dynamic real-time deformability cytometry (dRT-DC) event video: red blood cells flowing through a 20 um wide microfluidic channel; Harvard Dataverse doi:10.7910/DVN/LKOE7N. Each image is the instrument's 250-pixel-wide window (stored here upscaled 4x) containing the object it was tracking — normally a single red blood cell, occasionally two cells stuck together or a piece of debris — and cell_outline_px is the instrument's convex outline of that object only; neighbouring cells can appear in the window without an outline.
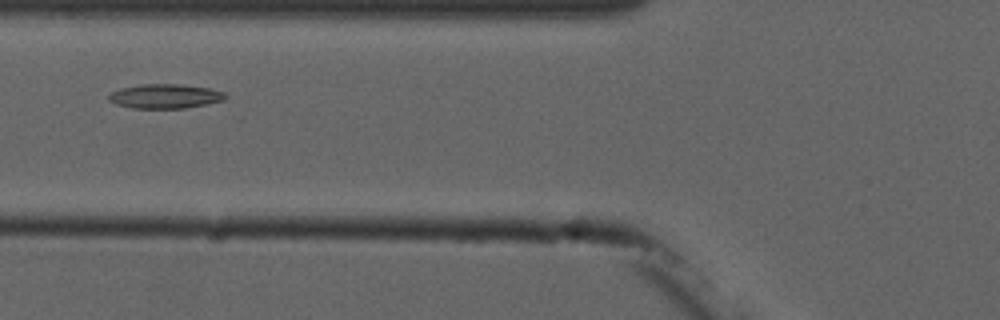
{"species": "common noctule bat (a hibernating species)", "species_latin": "Nyctalus noctula", "temperature_condition": "cold", "stored_images_in_passage": 7, "camera_frame_rate_fps": 3000, "um_per_image_px": 0.085, "animal": {"sex": "male", "forearm_length_mm": 52.5}, "frame": {"image": 1, "passage_image": 3, "time_ms": 2.333, "image_size_px": [1000, 320], "cell_outline_px": [[228, 96], [224, 100], [184, 108], [132, 108], [116, 104], [108, 100], [108, 96], [112, 92], [120, 88], [140, 84], [180, 84], [208, 88], [224, 92]], "centroid_in_image_um": [14.01, 8.17], "position_along_channel_um": 111.8, "area_um2": 16.47}}
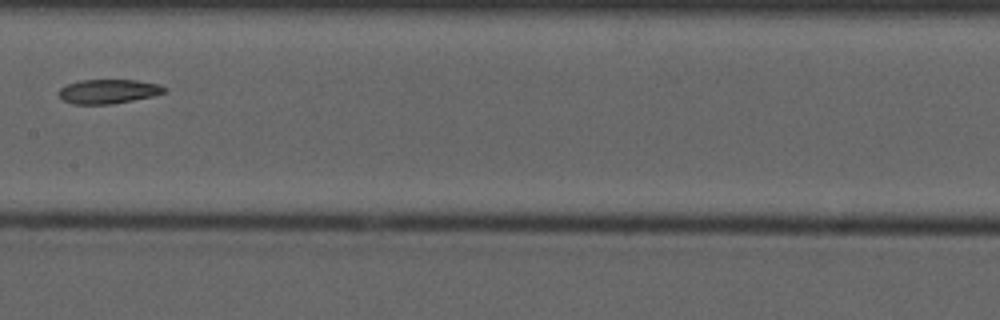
{"frame": {"image": 2, "passage_image": 5, "time_ms": 4.667, "image_size_px": [1000, 320], "cell_outline_px": [[168, 92], [152, 96], [112, 104], [72, 104], [64, 100], [60, 96], [60, 88], [68, 84], [80, 80], [136, 80], [160, 84], [168, 88]], "centroid_in_image_um": [9.27, 7.76], "position_along_channel_um": 198.1, "area_um2": 14.91}}
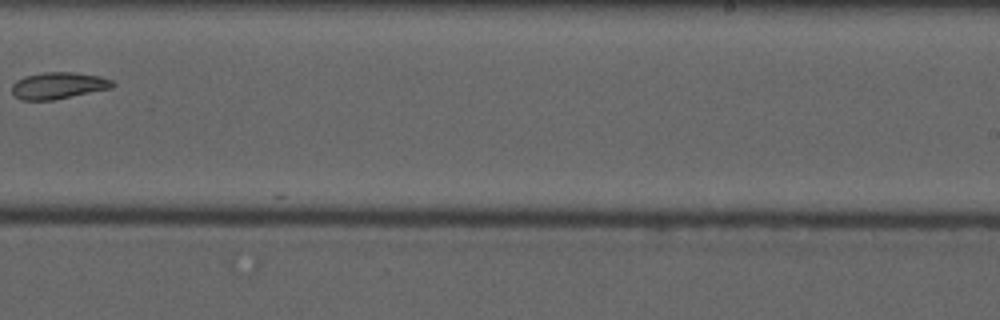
{"frame": {"image": 3, "passage_image": 7, "time_ms": 7.0, "image_size_px": [1000, 320], "cell_outline_px": [[116, 84], [112, 88], [52, 100], [20, 100], [12, 92], [12, 84], [16, 80], [24, 76], [44, 72], [72, 72], [100, 76], [112, 80]], "centroid_in_image_um": [4.95, 7.27], "position_along_channel_um": 284.0, "area_um2": 15.66}}